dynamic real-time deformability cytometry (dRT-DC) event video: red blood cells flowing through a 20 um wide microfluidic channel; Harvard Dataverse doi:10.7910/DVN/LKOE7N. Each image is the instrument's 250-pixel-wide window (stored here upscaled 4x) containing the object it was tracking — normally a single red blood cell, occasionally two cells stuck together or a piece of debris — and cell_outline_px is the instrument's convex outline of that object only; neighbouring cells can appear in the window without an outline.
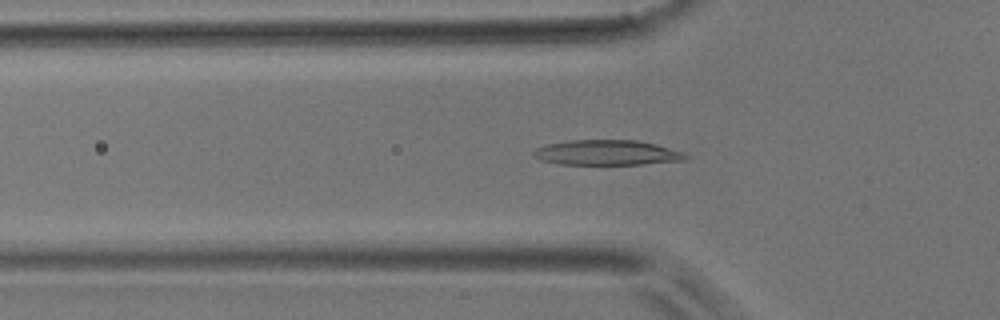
{"species": "common noctule bat (a hibernating species)", "species_latin": "Nyctalus noctula", "temperature_condition": "room temperature", "stored_images_in_passage": 47, "camera_frame_rate_fps": 3000, "um_per_image_px": 0.085, "animal": {"sex": "male", "body_mass_g": 17.9}, "frame": {"image": 1, "passage_image": 15, "time_ms": 4.667, "image_size_px": [1000, 320], "cell_outline_px": [[688, 160], [644, 164], [560, 164], [540, 160], [532, 156], [532, 152], [536, 148], [548, 144], [568, 140], [636, 140], [656, 144], [684, 152], [688, 156]], "centroid_in_image_um": [51.6, 12.97], "position_along_channel_um": 74.2, "area_um2": 22.37}}
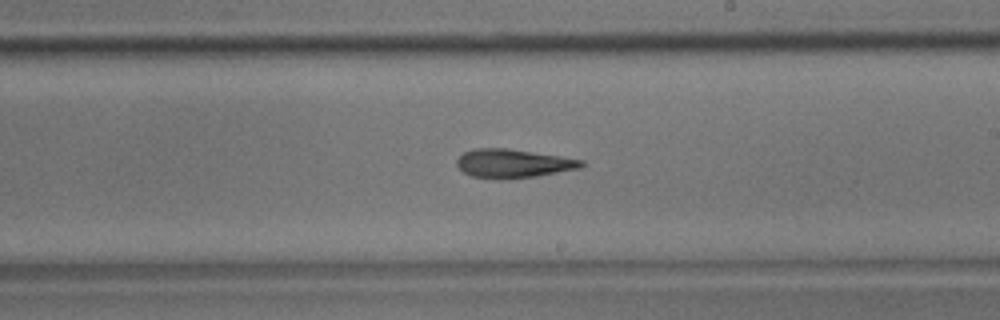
{"frame": {"image": 2, "passage_image": 27, "time_ms": 8.667, "image_size_px": [1000, 320], "cell_outline_px": [[584, 164], [580, 168], [536, 176], [472, 176], [464, 172], [456, 164], [456, 160], [464, 152], [476, 148], [504, 148], [560, 156], [584, 160]], "centroid_in_image_um": [43.64, 13.85], "position_along_channel_um": 245.4, "area_um2": 19.77}}
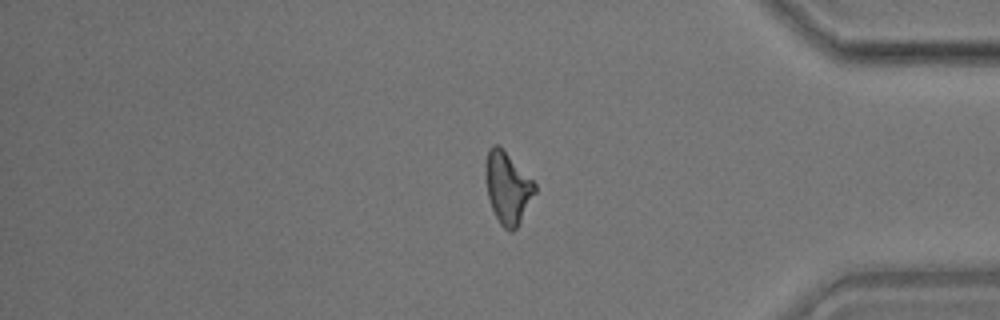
{"frame": {"image": 3, "passage_image": 39, "time_ms": 12.667, "image_size_px": [1000, 320], "cell_outline_px": [[536, 192], [516, 228], [512, 232], [508, 232], [500, 224], [492, 208], [488, 196], [484, 172], [484, 164], [488, 148], [492, 144], [496, 144], [536, 184]], "centroid_in_image_um": [43.11, 15.97], "position_along_channel_um": 392.1, "area_um2": 20.23}}